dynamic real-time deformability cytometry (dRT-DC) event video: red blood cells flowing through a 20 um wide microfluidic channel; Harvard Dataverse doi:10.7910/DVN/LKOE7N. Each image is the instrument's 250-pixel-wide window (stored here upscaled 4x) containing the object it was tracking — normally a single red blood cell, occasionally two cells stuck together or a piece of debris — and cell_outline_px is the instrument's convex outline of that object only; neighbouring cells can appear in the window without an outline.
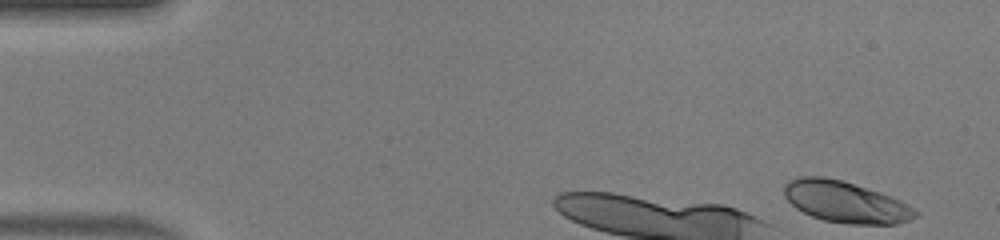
{"species": "human", "species_latin": "Homo sapiens", "temperature_condition": "warm", "stored_images_in_passage": 37, "camera_frame_rate_fps": 3000, "um_per_image_px": 0.085, "donor": {"sex": "male"}, "frame": {"image": 1, "passage_image": 1, "time_ms": 0.0, "image_size_px": [1000, 240], "cell_outline_px": [[920, 212], [916, 216], [908, 220], [896, 224], [848, 224], [824, 220], [812, 216], [796, 208], [784, 196], [784, 184], [788, 180], [800, 176], [820, 176], [840, 180], [880, 192], [900, 200], [916, 208]], "centroid_in_image_um": [71.87, 17.17], "position_along_channel_um": 13.1, "area_um2": 31.56}}
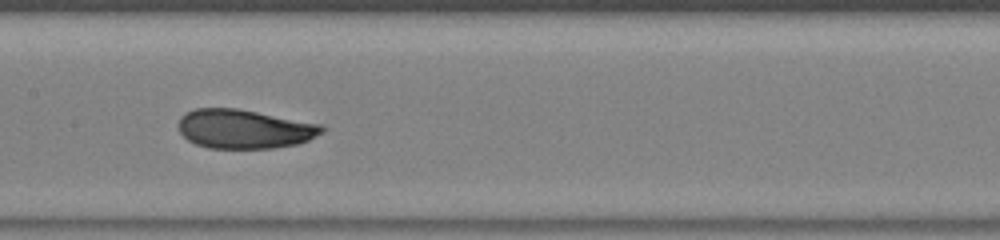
{"frame": {"image": 2, "passage_image": 23, "time_ms": 7.333, "image_size_px": [1000, 240], "cell_outline_px": [[324, 132], [308, 140], [296, 144], [272, 148], [208, 148], [196, 144], [188, 140], [180, 132], [180, 116], [184, 112], [196, 108], [236, 108], [324, 124]], "centroid_in_image_um": [20.78, 10.95], "position_along_channel_um": 186.6, "area_um2": 32.71}}
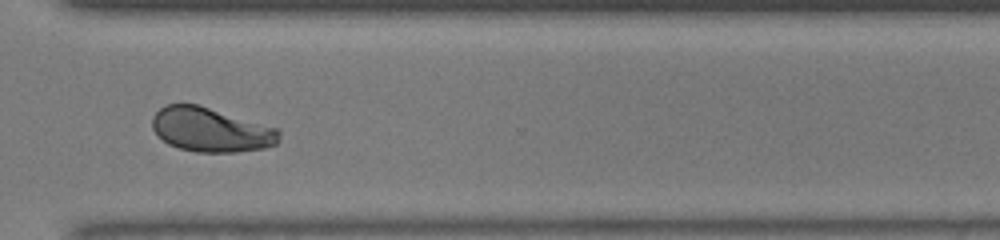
{"frame": {"image": 3, "passage_image": 35, "time_ms": 11.333, "image_size_px": [1000, 240], "cell_outline_px": [[280, 136], [276, 144], [264, 148], [236, 152], [196, 152], [180, 148], [168, 144], [152, 128], [152, 116], [164, 104], [196, 104], [280, 128]], "centroid_in_image_um": [17.94, 11.03], "position_along_channel_um": 352.7, "area_um2": 32.71}, "authors_computed_cell_mechanics": {"area_um2": 32.5992, "velocity_mm_per_s": 4.1479, "shape_relaxation_time_tau1_ms": 4.9478, "shape_relaxation_time_tau2_ms": 0.621, "deformation_change_tau1": 0.1964, "deformation_change_tau2": 0.0471}}